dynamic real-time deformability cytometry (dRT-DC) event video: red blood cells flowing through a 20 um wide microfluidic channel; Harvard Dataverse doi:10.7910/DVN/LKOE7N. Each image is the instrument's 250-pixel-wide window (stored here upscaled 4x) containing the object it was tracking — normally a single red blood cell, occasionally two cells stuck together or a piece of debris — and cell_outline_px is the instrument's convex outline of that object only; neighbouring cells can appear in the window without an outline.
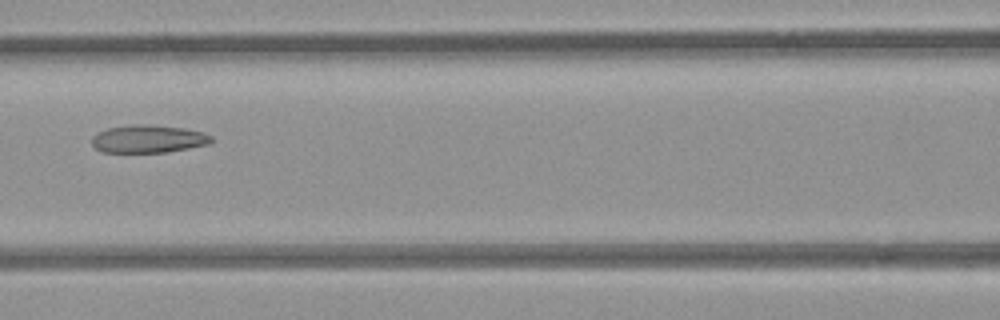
{"species": "common noctule bat (a hibernating species)", "species_latin": "Nyctalus noctula", "temperature_condition": "room temperature", "stored_images_in_passage": 7, "camera_frame_rate_fps": 3000, "um_per_image_px": 0.085, "animal": {"sex": "female", "body_mass_g": 21.9}, "frame": {"image": 1, "passage_image": 6, "time_ms": 1.667, "image_size_px": [1000, 320], "cell_outline_px": [[212, 140], [208, 144], [188, 148], [164, 152], [104, 152], [96, 148], [92, 144], [92, 136], [108, 128], [136, 124], [144, 124], [184, 128], [204, 132], [212, 136]], "centroid_in_image_um": [12.62, 11.8], "position_along_channel_um": 154.0, "area_um2": 19.13}}
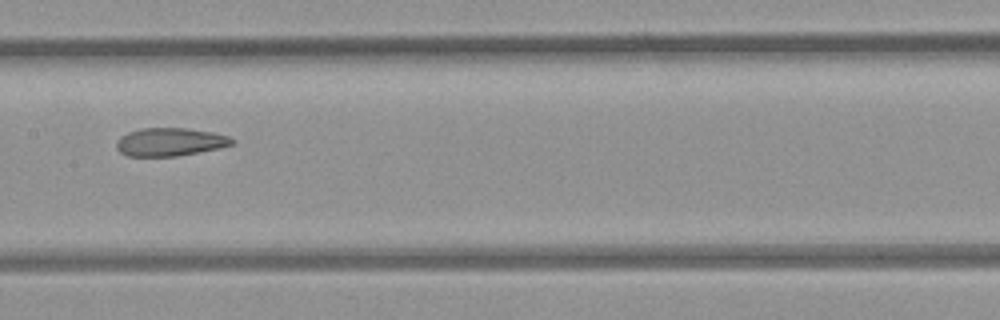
{"frame": {"image": 2, "passage_image": 7, "time_ms": 2.0, "image_size_px": [1000, 320], "cell_outline_px": [[236, 144], [220, 148], [176, 156], [128, 156], [120, 152], [116, 148], [116, 144], [120, 136], [128, 132], [140, 128], [188, 128], [212, 132], [228, 136], [236, 140]], "centroid_in_image_um": [14.47, 12.06], "position_along_channel_um": 192.9, "area_um2": 19.07}}